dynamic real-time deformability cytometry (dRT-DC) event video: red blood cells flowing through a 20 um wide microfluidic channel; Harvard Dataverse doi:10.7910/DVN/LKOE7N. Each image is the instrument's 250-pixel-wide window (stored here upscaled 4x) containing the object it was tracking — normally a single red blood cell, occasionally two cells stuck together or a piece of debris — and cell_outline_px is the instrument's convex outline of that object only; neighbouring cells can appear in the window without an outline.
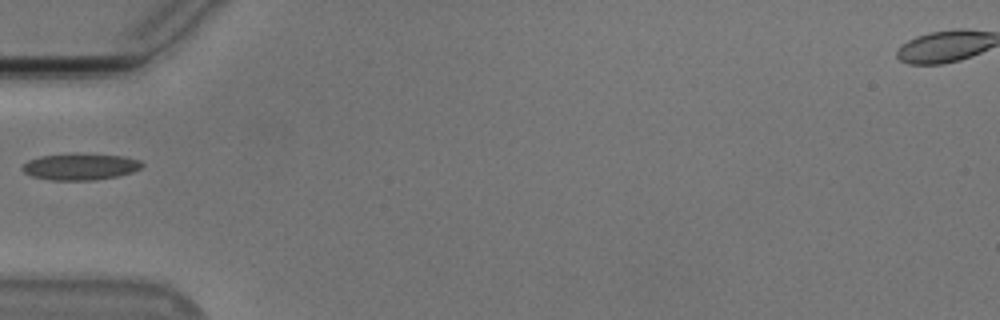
{"species": "Egyptian fruit bat (a non-hibernating species)", "species_latin": "Rousettus aegyptiacus", "temperature_condition": "cold", "stored_images_in_passage": 37, "camera_frame_rate_fps": 3000, "um_per_image_px": 0.085, "animal": {"sex": "male"}, "frame": {"image": 1, "passage_image": 1, "time_ms": 0.0, "image_size_px": [1000, 320], "cell_outline_px": [[144, 164], [140, 168], [132, 172], [116, 176], [92, 180], [52, 180], [32, 176], [24, 172], [20, 168], [28, 160], [40, 156], [76, 152], [124, 156], [140, 160]], "centroid_in_image_um": [6.81, 14.14], "position_along_channel_um": 78.2, "area_um2": 18.73}}
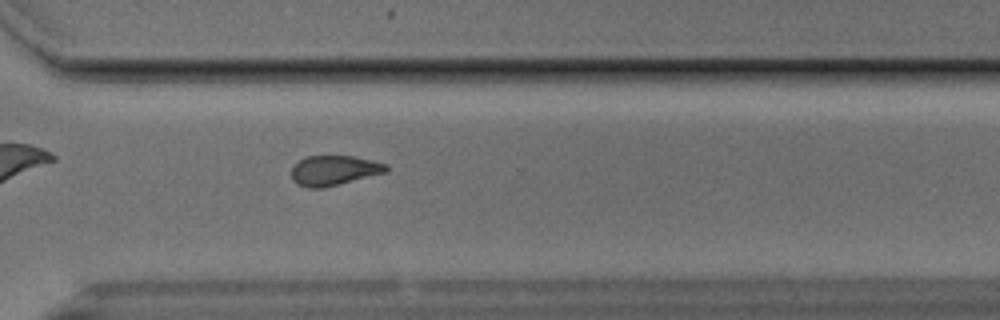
{"frame": {"image": 2, "passage_image": 22, "time_ms": 7.0, "image_size_px": [1000, 320], "cell_outline_px": [[388, 172], [320, 188], [308, 188], [296, 184], [292, 180], [292, 164], [308, 156], [352, 156], [388, 164]], "centroid_in_image_um": [28.37, 14.48], "position_along_channel_um": 342.2, "area_um2": 16.42}}